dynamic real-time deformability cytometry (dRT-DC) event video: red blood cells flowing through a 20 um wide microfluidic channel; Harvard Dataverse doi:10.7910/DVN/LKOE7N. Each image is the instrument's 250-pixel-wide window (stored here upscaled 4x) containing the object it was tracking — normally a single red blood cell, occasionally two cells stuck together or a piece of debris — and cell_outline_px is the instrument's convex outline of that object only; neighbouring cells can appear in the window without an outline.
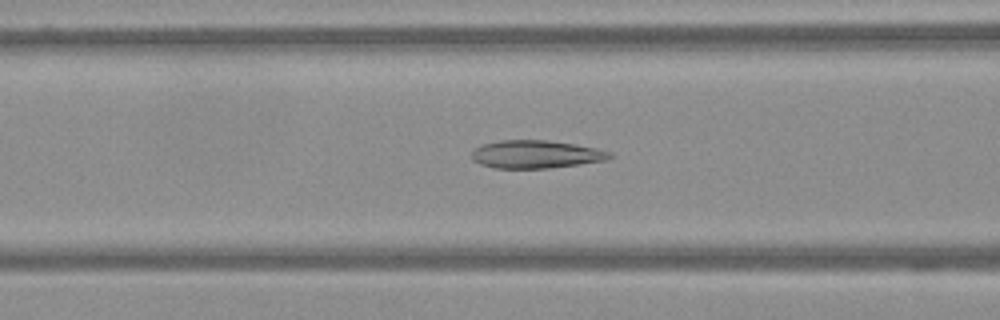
{"species": "Egyptian fruit bat (a non-hibernating species)", "species_latin": "Rousettus aegyptiacus", "temperature_condition": "warm", "stored_images_in_passage": 59, "camera_frame_rate_fps": 3000, "um_per_image_px": 0.085, "frame": {"image": 1, "passage_image": 22, "time_ms": 7.0, "image_size_px": [1000, 320], "cell_outline_px": [[612, 156], [608, 160], [580, 164], [548, 168], [496, 168], [480, 164], [472, 160], [472, 152], [480, 144], [500, 140], [548, 140], [576, 144], [596, 148], [612, 152]], "centroid_in_image_um": [45.56, 13.11], "position_along_channel_um": 121.0, "area_um2": 22.6}}
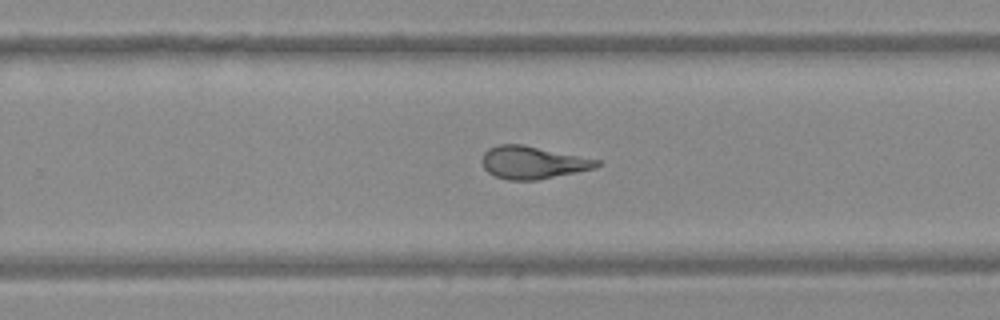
{"frame": {"image": 2, "passage_image": 37, "time_ms": 12.0, "image_size_px": [1000, 320], "cell_outline_px": [[600, 164], [596, 168], [536, 180], [508, 180], [496, 176], [488, 172], [484, 168], [480, 160], [484, 152], [488, 148], [496, 144], [524, 144], [600, 160]], "centroid_in_image_um": [45.25, 13.8], "position_along_channel_um": 284.6, "area_um2": 21.91}}
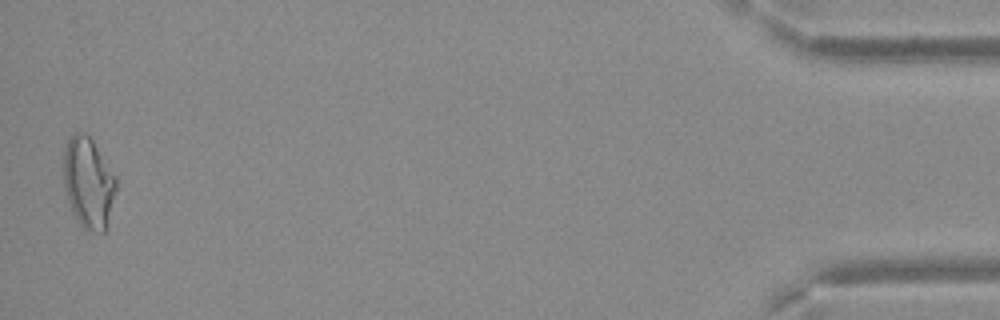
{"frame": {"image": 3, "passage_image": 58, "time_ms": 19.0, "image_size_px": [1000, 320], "cell_outline_px": [[116, 188], [108, 228], [104, 232], [88, 232], [76, 220], [72, 212], [64, 188], [64, 148], [68, 140], [76, 132], [84, 132], [92, 140], [116, 176]], "centroid_in_image_um": [7.52, 15.59], "position_along_channel_um": 427.7, "area_um2": 27.98}}